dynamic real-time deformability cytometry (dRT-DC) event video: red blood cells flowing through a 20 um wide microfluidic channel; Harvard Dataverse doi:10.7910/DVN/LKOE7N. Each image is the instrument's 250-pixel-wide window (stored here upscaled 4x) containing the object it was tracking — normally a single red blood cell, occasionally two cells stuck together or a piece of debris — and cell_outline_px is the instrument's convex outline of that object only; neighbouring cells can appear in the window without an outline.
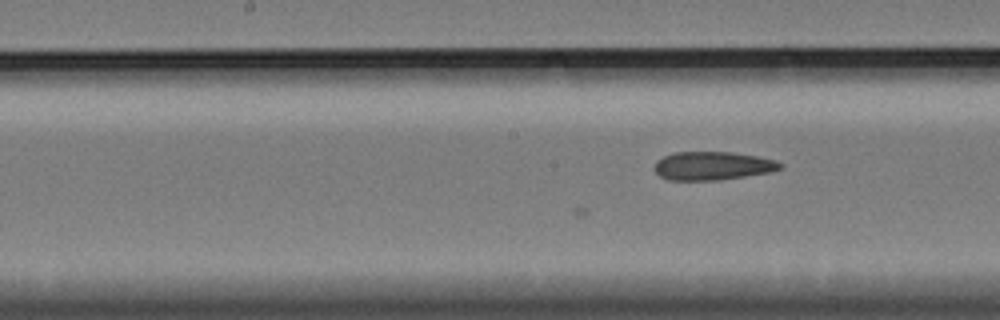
{"species": "Egyptian fruit bat (a non-hibernating species)", "species_latin": "Rousettus aegyptiacus", "temperature_condition": "cold", "stored_images_in_passage": 12, "camera_frame_rate_fps": 3000, "um_per_image_px": 0.085, "animal": {"sex": "female"}, "frame": {"image": 1, "passage_image": 12, "time_ms": 3.667, "image_size_px": [1000, 320], "cell_outline_px": [[784, 168], [768, 172], [744, 176], [716, 180], [668, 180], [660, 176], [656, 172], [656, 160], [664, 156], [676, 152], [732, 152], [756, 156], [776, 160], [784, 164]], "centroid_in_image_um": [60.59, 14.09], "position_along_channel_um": 187.6, "area_um2": 20.69}}